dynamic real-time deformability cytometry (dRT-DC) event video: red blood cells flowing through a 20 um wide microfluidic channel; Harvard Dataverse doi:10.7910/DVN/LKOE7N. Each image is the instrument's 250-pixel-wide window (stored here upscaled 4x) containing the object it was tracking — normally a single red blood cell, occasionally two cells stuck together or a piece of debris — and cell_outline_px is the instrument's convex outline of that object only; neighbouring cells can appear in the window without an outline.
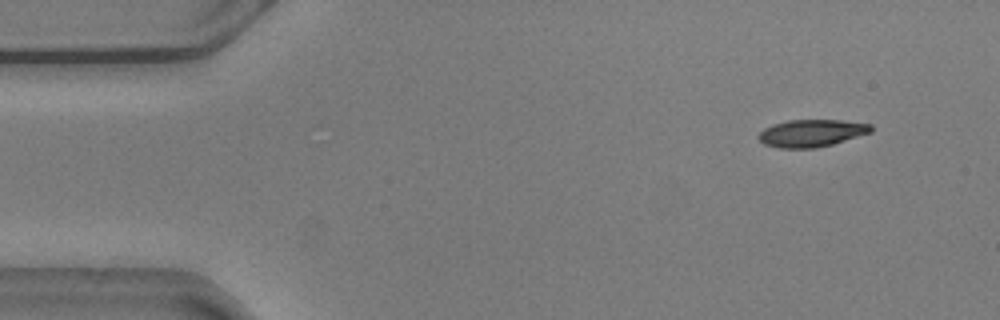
{"species": "common noctule bat (a hibernating species)", "species_latin": "Nyctalus noctula", "temperature_condition": "warm", "stored_images_in_passage": 7, "camera_frame_rate_fps": 3000, "um_per_image_px": 0.085, "animal": {"sex": "male", "body_mass_g": 20.5, "forearm_length_mm": 52.5}, "frame": {"image": 1, "passage_image": 1, "time_ms": 0.0, "image_size_px": [1000, 320], "cell_outline_px": [[872, 132], [832, 144], [816, 148], [780, 148], [764, 144], [756, 136], [764, 128], [772, 124], [788, 120], [840, 120], [872, 124]], "centroid_in_image_um": [68.96, 11.31], "position_along_channel_um": 16.0, "area_um2": 17.92}}